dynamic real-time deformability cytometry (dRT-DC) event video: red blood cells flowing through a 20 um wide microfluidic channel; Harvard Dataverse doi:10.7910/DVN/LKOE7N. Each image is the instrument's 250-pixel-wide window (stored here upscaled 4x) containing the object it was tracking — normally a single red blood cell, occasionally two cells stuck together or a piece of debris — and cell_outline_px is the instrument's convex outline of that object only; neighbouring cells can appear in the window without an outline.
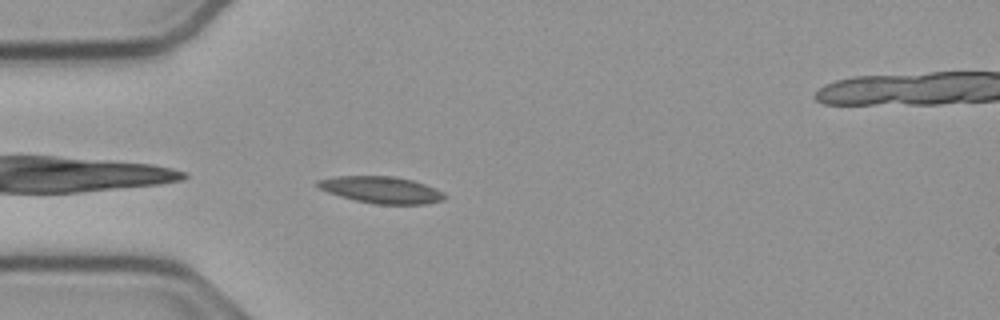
{"species": "common noctule bat (a hibernating species)", "species_latin": "Nyctalus noctula", "temperature_condition": "cold", "stored_images_in_passage": 29, "camera_frame_rate_fps": 3000, "um_per_image_px": 0.085, "animal": {"sex": "male", "body_mass_g": 23.1, "forearm_length_mm": 52.7}, "frame": {"image": 1, "passage_image": 1, "time_ms": 0.0, "image_size_px": [1000, 320], "cell_outline_px": [[448, 196], [444, 200], [424, 204], [376, 204], [356, 200], [340, 196], [328, 192], [320, 188], [316, 184], [316, 180], [336, 176], [396, 176], [412, 180], [436, 188], [444, 192]], "centroid_in_image_um": [32.45, 16.13], "position_along_channel_um": 52.6, "area_um2": 19.83}}
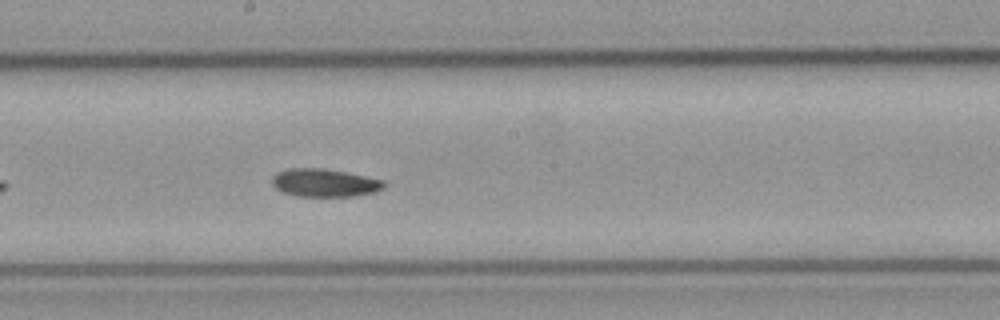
{"frame": {"image": 2, "passage_image": 15, "time_ms": 4.667, "image_size_px": [1000, 320], "cell_outline_px": [[384, 188], [376, 192], [352, 196], [296, 196], [284, 192], [276, 188], [272, 184], [272, 176], [276, 172], [288, 168], [324, 168], [384, 180]], "centroid_in_image_um": [27.56, 15.53], "position_along_channel_um": 220.6, "area_um2": 18.21}}
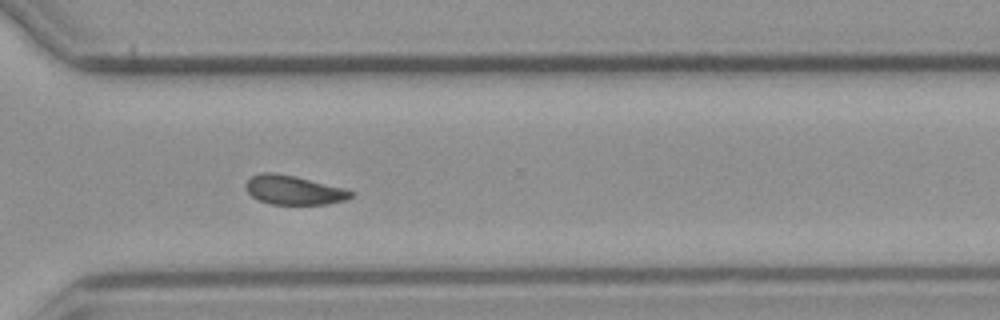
{"frame": {"image": 3, "passage_image": 25, "time_ms": 8.0, "image_size_px": [1000, 320], "cell_outline_px": [[352, 196], [348, 200], [328, 204], [268, 204], [252, 196], [248, 192], [244, 184], [252, 176], [260, 172], [272, 172], [292, 176], [348, 188], [352, 192]], "centroid_in_image_um": [24.99, 16.16], "position_along_channel_um": 345.6, "area_um2": 17.86}, "authors_computed_cell_mechanics": {"area_um2": 18.3226, "velocity_mm_per_s": 3.7619, "shape_relaxation_time_tau1_ms": 4.4054, "shape_relaxation_time_tau2_ms": 8.6024, "deformation_change_tau1": 0.1099, "deformation_change_tau2": 0.138}}